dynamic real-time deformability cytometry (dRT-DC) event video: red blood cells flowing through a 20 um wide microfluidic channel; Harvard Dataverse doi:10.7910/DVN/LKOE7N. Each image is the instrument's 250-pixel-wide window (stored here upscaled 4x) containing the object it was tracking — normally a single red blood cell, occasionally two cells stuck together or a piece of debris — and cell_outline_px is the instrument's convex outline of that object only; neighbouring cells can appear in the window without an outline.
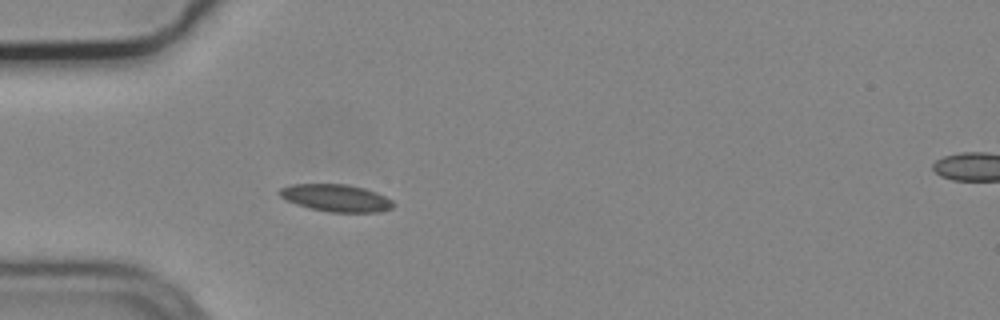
{"species": "common noctule bat (a hibernating species)", "species_latin": "Nyctalus noctula", "temperature_condition": "cold", "stored_images_in_passage": 5, "segment_of_instrument_passage": [1, 2], "camera_frame_rate_fps": 3000, "um_per_image_px": 0.085, "animal": {"sex": "male", "body_mass_g": 19.2, "forearm_length_mm": 51.8}, "frame": {"image": 1, "passage_image": 4, "time_ms": 1.0, "image_size_px": [1000, 320], "cell_outline_px": [[396, 204], [392, 208], [376, 212], [328, 212], [308, 208], [284, 200], [276, 192], [280, 188], [292, 184], [348, 184], [364, 188], [376, 192], [392, 200]], "centroid_in_image_um": [28.53, 16.82], "position_along_channel_um": 56.5, "area_um2": 18.26}}